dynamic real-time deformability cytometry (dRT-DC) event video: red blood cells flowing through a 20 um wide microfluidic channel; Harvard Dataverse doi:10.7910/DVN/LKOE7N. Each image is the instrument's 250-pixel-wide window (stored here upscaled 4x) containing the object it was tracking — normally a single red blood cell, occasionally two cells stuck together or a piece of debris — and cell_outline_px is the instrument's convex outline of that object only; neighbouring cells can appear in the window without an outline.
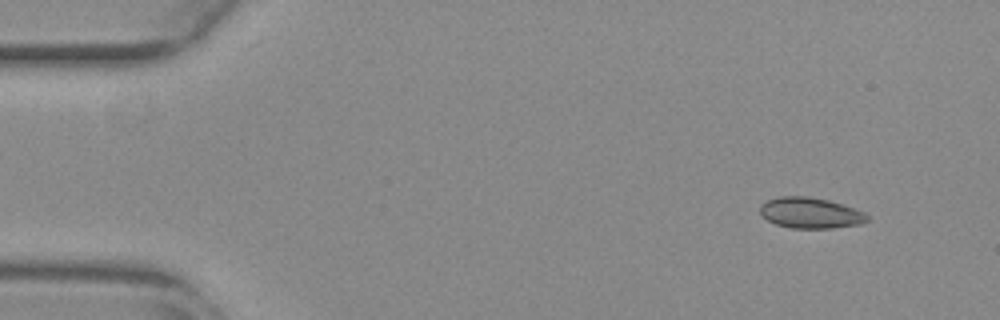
{"species": "common noctule bat (a hibernating species)", "species_latin": "Nyctalus noctula", "temperature_condition": "warm", "stored_images_in_passage": 53, "camera_frame_rate_fps": 3000, "um_per_image_px": 0.085, "animal": {"sex": "female", "body_mass_g": 29.2, "forearm_length_mm": 56.3}, "frame": {"image": 1, "passage_image": 4, "time_ms": 1.0, "image_size_px": [1000, 320], "cell_outline_px": [[868, 220], [860, 224], [832, 228], [792, 228], [776, 224], [768, 220], [760, 212], [760, 204], [768, 200], [780, 196], [808, 196], [828, 200], [864, 212], [868, 216]], "centroid_in_image_um": [68.87, 18.1], "position_along_channel_um": 16.1, "area_um2": 19.02}}
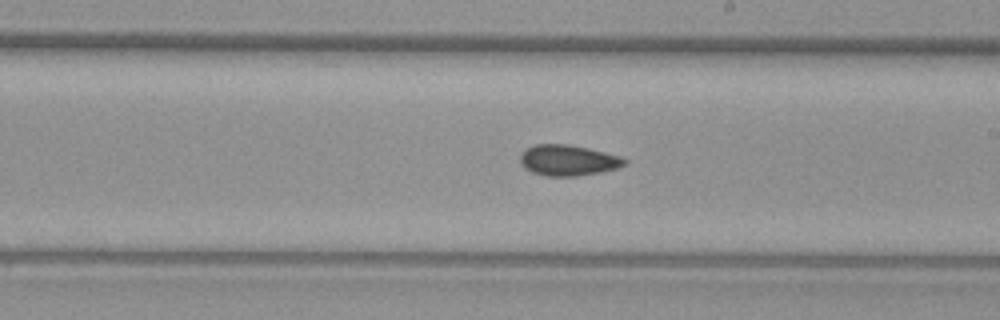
{"frame": {"image": 2, "passage_image": 30, "time_ms": 9.667, "image_size_px": [1000, 320], "cell_outline_px": [[628, 164], [620, 168], [600, 172], [576, 176], [544, 176], [532, 172], [524, 168], [520, 164], [520, 156], [524, 148], [536, 144], [568, 144], [588, 148], [620, 156], [628, 160]], "centroid_in_image_um": [48.29, 13.62], "position_along_channel_um": 240.7, "area_um2": 19.02}}
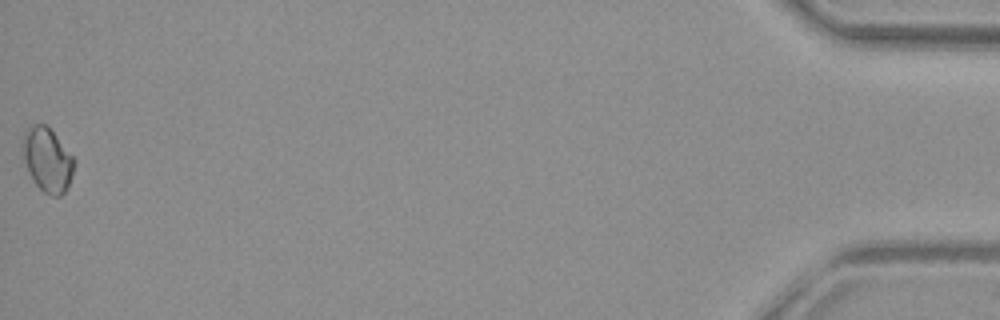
{"frame": {"image": 3, "passage_image": 53, "time_ms": 17.333, "image_size_px": [1000, 320], "cell_outline_px": [[76, 164], [68, 188], [60, 196], [52, 196], [44, 192], [36, 184], [24, 160], [24, 136], [36, 124], [48, 124], [76, 160]], "centroid_in_image_um": [4.11, 13.61], "position_along_channel_um": 431.1, "area_um2": 18.84}, "authors_computed_cell_mechanics": {"area_um2": 18.4382, "velocity_mm_per_s": 3.8361, "shape_relaxation_time_tau1_ms": null, "shape_relaxation_time_tau2_ms": 6.9524, "deformation_change_tau1": null, "deformation_change_tau2": 0.0798}}